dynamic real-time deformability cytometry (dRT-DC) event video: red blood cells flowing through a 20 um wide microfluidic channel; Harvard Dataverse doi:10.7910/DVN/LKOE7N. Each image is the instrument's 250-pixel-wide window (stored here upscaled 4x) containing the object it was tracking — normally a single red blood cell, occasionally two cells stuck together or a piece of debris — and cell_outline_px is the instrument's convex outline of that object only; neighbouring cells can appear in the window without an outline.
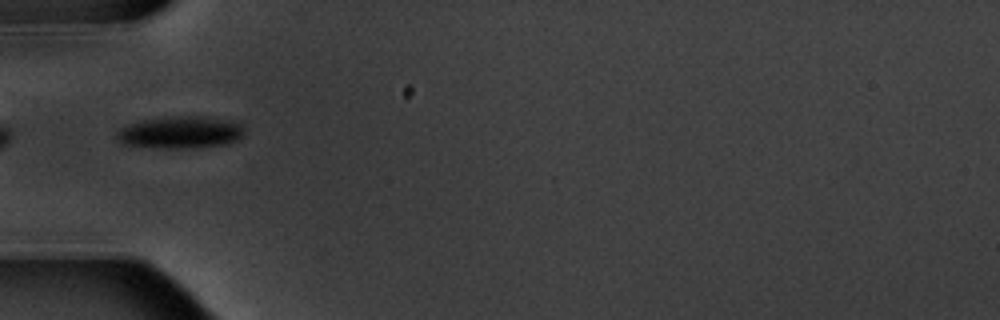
{"species": "common noctule bat (a hibernating species)", "species_latin": "Nyctalus noctula", "temperature_condition": "warm", "stored_images_in_passage": 7, "camera_frame_rate_fps": 3000, "um_per_image_px": 0.085, "animal": {"sex": "male", "body_mass_g": 20.1, "forearm_length_mm": 53.5}, "frame": {"image": 1, "passage_image": 6, "time_ms": 5.667, "image_size_px": [1000, 320], "cell_outline_px": [[244, 136], [236, 140], [224, 144], [196, 148], [164, 148], [120, 144], [116, 136], [116, 132], [120, 128], [128, 124], [144, 120], [176, 116], [204, 116], [232, 120], [240, 124], [244, 128]], "centroid_in_image_um": [15.35, 11.25], "position_along_channel_um": 69.7, "area_um2": 24.04}}